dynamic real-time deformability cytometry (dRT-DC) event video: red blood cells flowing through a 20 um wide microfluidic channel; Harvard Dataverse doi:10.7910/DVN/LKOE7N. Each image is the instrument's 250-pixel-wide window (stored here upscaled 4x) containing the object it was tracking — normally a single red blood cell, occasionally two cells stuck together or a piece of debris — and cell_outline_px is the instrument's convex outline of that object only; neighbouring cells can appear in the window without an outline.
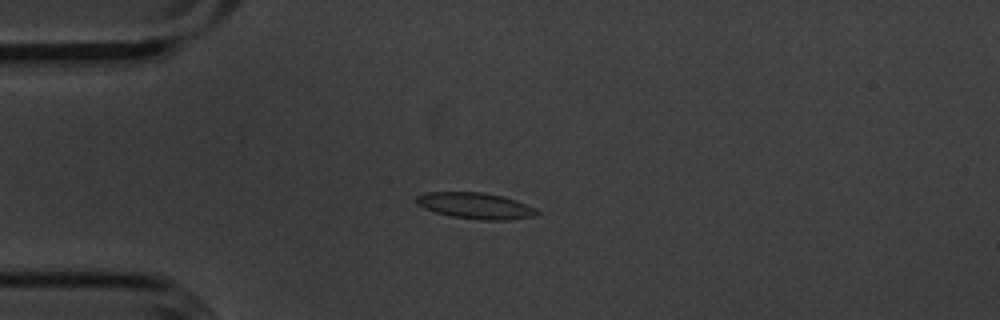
{"species": "common noctule bat (a hibernating species)", "species_latin": "Nyctalus noctula", "temperature_condition": "cold", "stored_images_in_passage": 47, "camera_frame_rate_fps": 3000, "um_per_image_px": 0.085, "animal": {"sex": "male", "body_mass_g": 20.1, "forearm_length_mm": 53.5}, "frame": {"image": 1, "passage_image": 6, "time_ms": 1.667, "image_size_px": [1000, 320], "cell_outline_px": [[540, 212], [532, 216], [508, 220], [480, 220], [452, 216], [436, 212], [424, 208], [416, 204], [416, 196], [428, 192], [480, 192], [500, 196], [516, 200], [536, 208]], "centroid_in_image_um": [40.4, 17.49], "position_along_channel_um": 44.6, "area_um2": 18.21}}
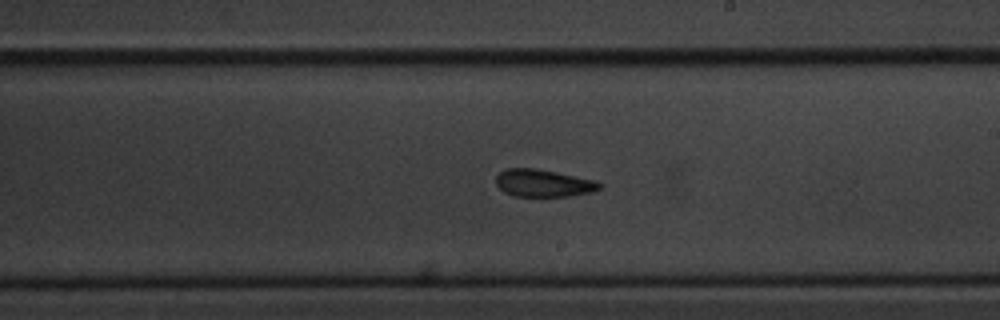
{"frame": {"image": 2, "passage_image": 24, "time_ms": 7.667, "image_size_px": [1000, 320], "cell_outline_px": [[604, 184], [600, 188], [592, 192], [572, 196], [540, 200], [512, 196], [504, 192], [496, 184], [496, 176], [500, 172], [508, 168], [536, 168], [596, 180]], "centroid_in_image_um": [46.2, 15.63], "position_along_channel_um": 242.8, "area_um2": 17.51}}
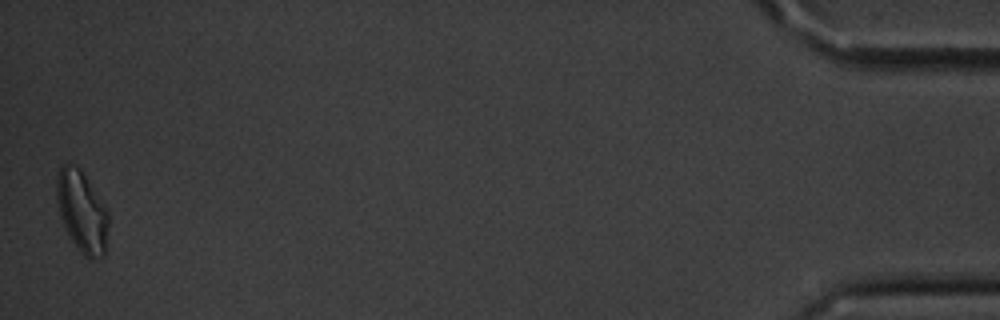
{"frame": {"image": 3, "passage_image": 47, "time_ms": 15.333, "image_size_px": [1000, 320], "cell_outline_px": [[108, 224], [104, 256], [92, 260], [88, 260], [80, 252], [72, 240], [60, 216], [56, 200], [56, 172], [64, 164], [76, 164], [80, 168], [108, 212]], "centroid_in_image_um": [6.94, 17.98], "position_along_channel_um": 428.3, "area_um2": 24.45}, "authors_computed_cell_mechanics": {"area_um2": 17.5134, "velocity_mm_per_s": 3.5948, "shape_relaxation_time_tau1_ms": 3.3615, "shape_relaxation_time_tau2_ms": 2.6069, "deformation_change_tau1": 0.1062, "deformation_change_tau2": 0.0824}}